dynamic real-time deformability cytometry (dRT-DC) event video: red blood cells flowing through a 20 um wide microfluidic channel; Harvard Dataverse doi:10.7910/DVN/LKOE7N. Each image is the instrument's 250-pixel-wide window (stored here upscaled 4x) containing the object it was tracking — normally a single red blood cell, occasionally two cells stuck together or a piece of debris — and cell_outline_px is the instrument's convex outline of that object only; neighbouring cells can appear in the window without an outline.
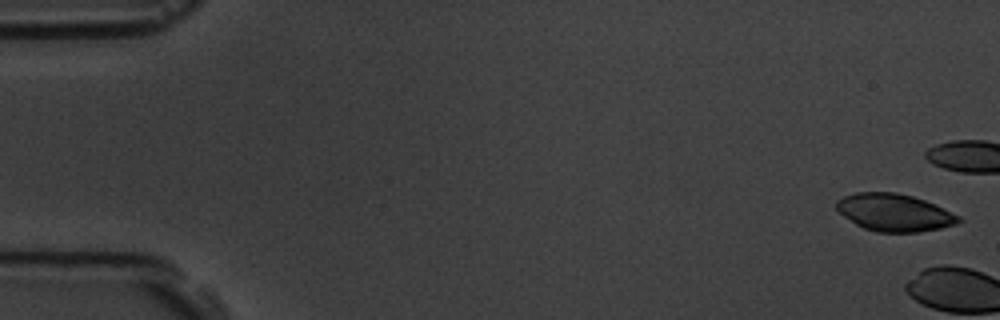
{"species": "common noctule bat (a hibernating species)", "species_latin": "Nyctalus noctula", "temperature_condition": "room temperature", "stored_images_in_passage": 2, "camera_frame_rate_fps": 3000, "um_per_image_px": 0.085, "animal": {"sex": "male", "body_mass_g": 19.5, "forearm_length_mm": 54.6}, "frame": {"image": 1, "passage_image": 1, "time_ms": 0.0, "image_size_px": [1000, 320], "cell_outline_px": [[964, 220], [956, 224], [940, 228], [920, 232], [876, 232], [864, 228], [856, 224], [844, 216], [836, 208], [836, 200], [844, 196], [856, 192], [896, 192], [912, 196], [924, 200], [960, 216]], "centroid_in_image_um": [76.01, 18.06], "position_along_channel_um": 9.0, "area_um2": 26.53}}